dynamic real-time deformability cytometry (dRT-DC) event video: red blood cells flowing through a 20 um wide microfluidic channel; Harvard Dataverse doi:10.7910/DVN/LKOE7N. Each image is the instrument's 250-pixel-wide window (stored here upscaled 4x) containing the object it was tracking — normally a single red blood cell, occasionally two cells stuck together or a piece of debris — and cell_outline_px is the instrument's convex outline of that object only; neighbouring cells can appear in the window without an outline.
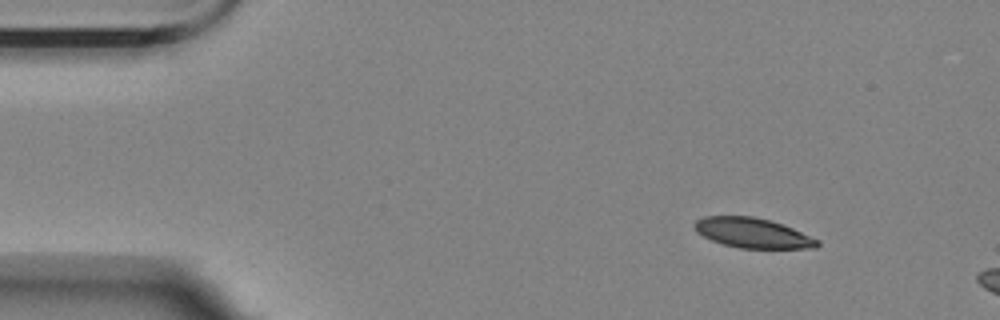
{"species": "Egyptian fruit bat (a non-hibernating species)", "species_latin": "Rousettus aegyptiacus", "temperature_condition": "room temperature", "stored_images_in_passage": 3, "camera_frame_rate_fps": 3000, "um_per_image_px": 0.085, "animal": {"sex": "female"}, "frame": {"image": 1, "passage_image": 1, "time_ms": 0.0, "image_size_px": [1000, 320], "cell_outline_px": [[820, 244], [816, 248], [740, 248], [724, 244], [712, 240], [696, 232], [692, 224], [696, 220], [704, 216], [752, 216], [768, 220], [792, 228], [820, 240]], "centroid_in_image_um": [63.96, 19.8], "position_along_channel_um": 21.0, "area_um2": 21.27}}